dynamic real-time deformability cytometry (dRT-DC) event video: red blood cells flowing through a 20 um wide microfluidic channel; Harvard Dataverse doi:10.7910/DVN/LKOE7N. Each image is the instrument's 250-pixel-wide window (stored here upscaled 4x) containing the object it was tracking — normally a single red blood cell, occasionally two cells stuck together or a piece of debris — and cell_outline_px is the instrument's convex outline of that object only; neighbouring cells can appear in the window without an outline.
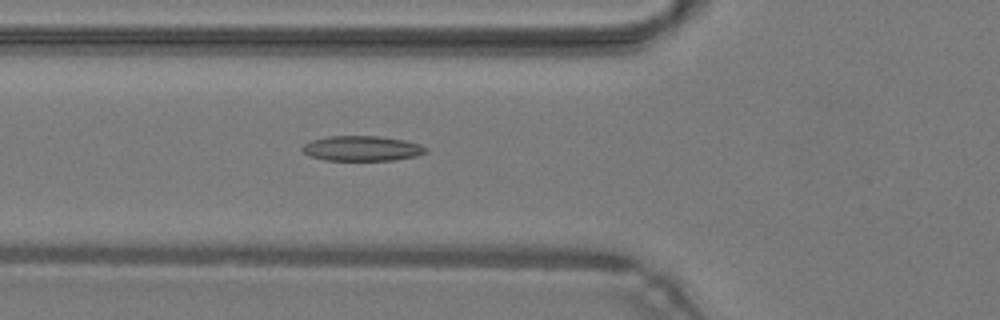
{"species": "common noctule bat (a hibernating species)", "species_latin": "Nyctalus noctula", "temperature_condition": "warm", "stored_images_in_passage": 34, "camera_frame_rate_fps": 3000, "um_per_image_px": 0.085, "animal": {"sex": "male", "body_mass_g": 19.2, "forearm_length_mm": 51.8}, "frame": {"image": 1, "passage_image": 4, "time_ms": 1.0, "image_size_px": [1000, 320], "cell_outline_px": [[428, 152], [416, 156], [392, 160], [324, 160], [312, 156], [304, 152], [300, 148], [304, 144], [312, 140], [328, 136], [380, 136], [404, 140], [420, 144], [428, 148]], "centroid_in_image_um": [30.79, 12.61], "position_along_channel_um": 95.0, "area_um2": 18.03}}
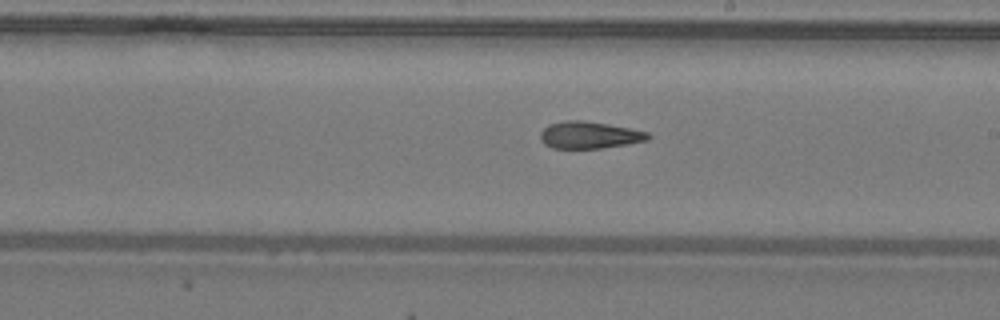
{"frame": {"image": 2, "passage_image": 14, "time_ms": 4.333, "image_size_px": [1000, 320], "cell_outline_px": [[652, 136], [648, 140], [628, 144], [600, 148], [552, 148], [544, 144], [540, 140], [540, 132], [548, 124], [568, 120], [584, 120], [608, 124], [648, 132]], "centroid_in_image_um": [50.08, 11.48], "position_along_channel_um": 238.9, "area_um2": 16.99}}
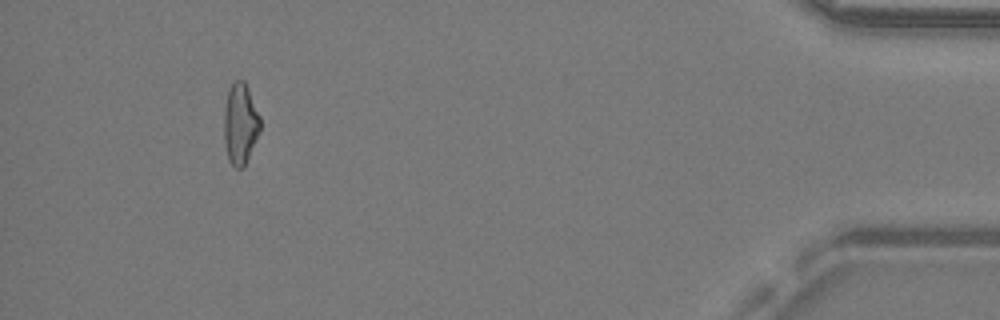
{"frame": {"image": 3, "passage_image": 31, "time_ms": 10.0, "image_size_px": [1000, 320], "cell_outline_px": [[260, 132], [244, 168], [236, 168], [228, 160], [224, 140], [224, 112], [228, 92], [232, 84], [236, 80], [244, 80], [248, 88], [260, 116]], "centroid_in_image_um": [20.43, 10.56], "position_along_channel_um": 414.8, "area_um2": 17.11}, "authors_computed_cell_mechanics": {"area_um2": 17.1377, "velocity_mm_per_s": 4.3158, "shape_relaxation_time_tau1_ms": null, "shape_relaxation_time_tau2_ms": 3.9883, "deformation_change_tau1": null, "deformation_change_tau2": 0.1326}}